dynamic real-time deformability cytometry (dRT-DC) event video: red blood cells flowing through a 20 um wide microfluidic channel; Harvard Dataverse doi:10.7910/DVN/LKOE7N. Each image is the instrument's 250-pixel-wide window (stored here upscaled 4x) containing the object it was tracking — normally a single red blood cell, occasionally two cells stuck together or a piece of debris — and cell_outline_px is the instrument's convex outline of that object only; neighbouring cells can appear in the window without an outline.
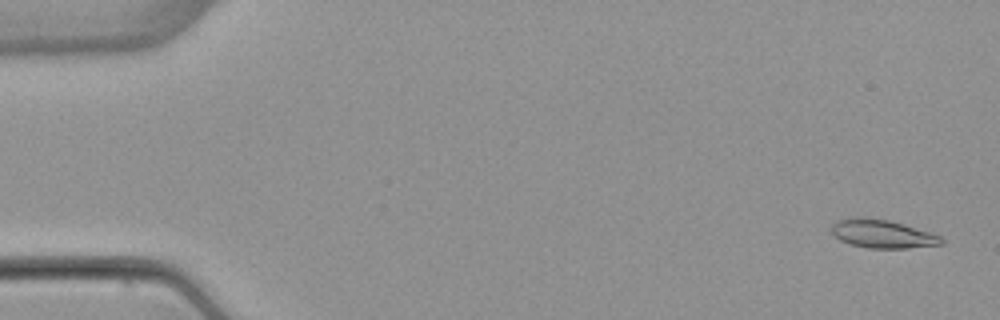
{"species": "common noctule bat (a hibernating species)", "species_latin": "Nyctalus noctula", "temperature_condition": "warm", "stored_images_in_passage": 53, "camera_frame_rate_fps": 3000, "um_per_image_px": 0.085, "animal": {"sex": "female", "body_mass_g": 22.7, "forearm_length_mm": 54.2}, "frame": {"image": 1, "passage_image": 2, "time_ms": 0.333, "image_size_px": [1000, 320], "cell_outline_px": [[944, 244], [908, 248], [868, 248], [852, 244], [840, 240], [832, 232], [832, 224], [836, 220], [848, 216], [864, 216], [888, 220], [904, 224], [940, 236], [944, 240]], "centroid_in_image_um": [74.97, 19.85], "position_along_channel_um": 10.0, "area_um2": 18.26}}
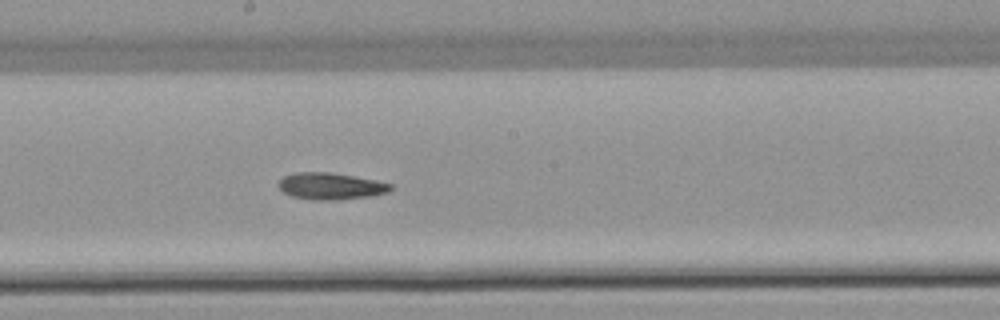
{"frame": {"image": 2, "passage_image": 29, "time_ms": 9.333, "image_size_px": [1000, 320], "cell_outline_px": [[392, 188], [388, 192], [372, 196], [336, 200], [312, 200], [292, 196], [284, 192], [276, 184], [284, 176], [296, 172], [332, 172], [376, 180], [392, 184]], "centroid_in_image_um": [28.11, 15.82], "position_along_channel_um": 220.1, "area_um2": 17.57}}
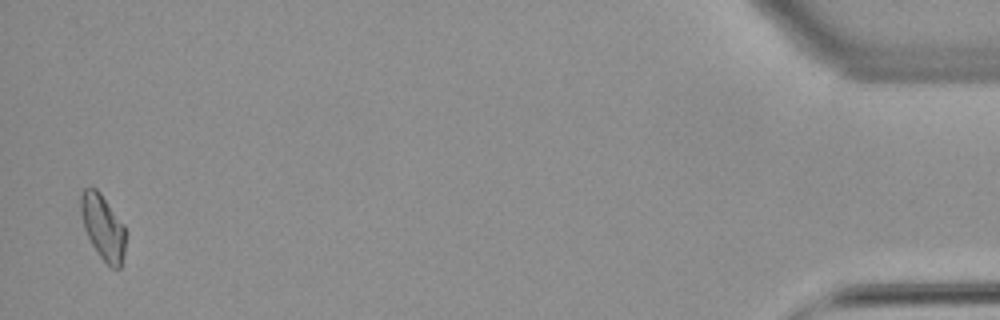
{"frame": {"image": 3, "passage_image": 52, "time_ms": 17.0, "image_size_px": [1000, 320], "cell_outline_px": [[124, 252], [120, 268], [112, 268], [100, 256], [92, 244], [84, 228], [80, 212], [80, 196], [84, 188], [96, 188], [100, 192], [124, 224]], "centroid_in_image_um": [8.73, 19.27], "position_along_channel_um": 426.5, "area_um2": 16.76}}